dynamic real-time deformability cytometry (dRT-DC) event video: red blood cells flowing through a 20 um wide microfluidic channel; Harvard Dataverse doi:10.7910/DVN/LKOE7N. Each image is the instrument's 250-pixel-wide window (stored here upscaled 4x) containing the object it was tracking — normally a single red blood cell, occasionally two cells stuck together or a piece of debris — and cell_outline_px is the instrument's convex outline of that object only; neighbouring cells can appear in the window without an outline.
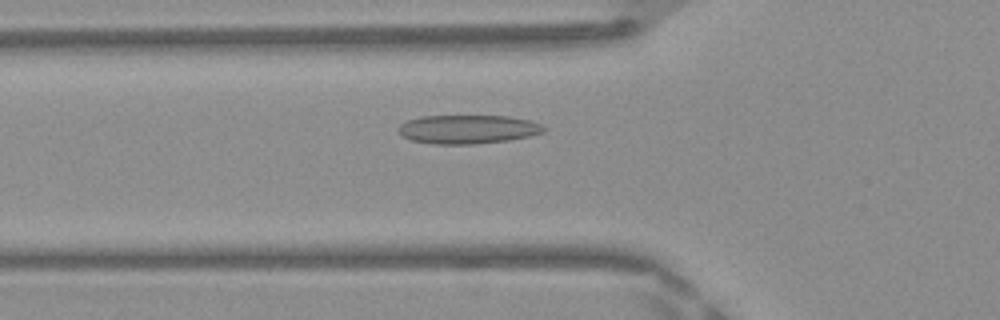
{"species": "Egyptian fruit bat (a non-hibernating species)", "species_latin": "Rousettus aegyptiacus", "temperature_condition": "warm", "stored_images_in_passage": 45, "camera_frame_rate_fps": 3000, "um_per_image_px": 0.085, "frame": {"image": 1, "passage_image": 14, "time_ms": 4.333, "image_size_px": [1000, 320], "cell_outline_px": [[548, 128], [544, 132], [528, 136], [508, 140], [476, 144], [432, 144], [412, 140], [404, 136], [396, 128], [400, 124], [408, 120], [420, 116], [508, 116], [528, 120], [544, 124]], "centroid_in_image_um": [39.79, 10.98], "position_along_channel_um": 86.0, "area_um2": 24.45}}
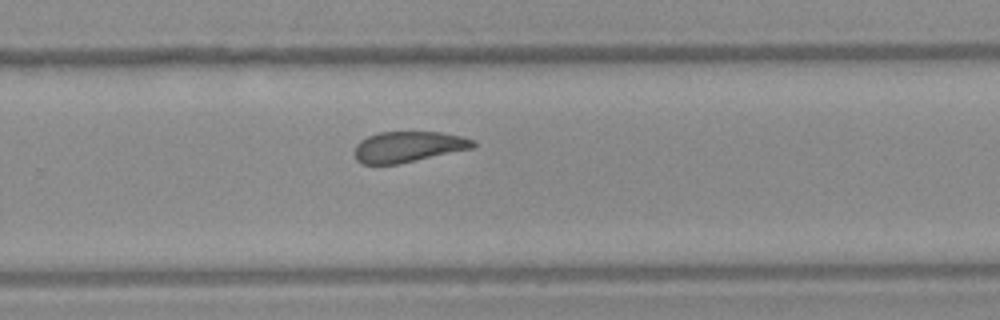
{"frame": {"image": 2, "passage_image": 29, "time_ms": 9.333, "image_size_px": [1000, 320], "cell_outline_px": [[476, 148], [400, 164], [360, 164], [356, 160], [352, 152], [356, 144], [360, 140], [368, 136], [380, 132], [440, 132], [460, 136], [472, 140], [476, 144]], "centroid_in_image_um": [34.67, 12.49], "position_along_channel_um": 295.1, "area_um2": 21.62}}
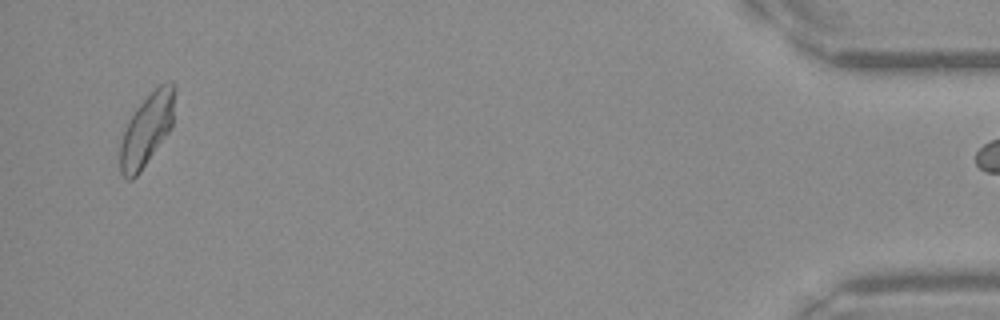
{"frame": {"image": 3, "passage_image": 44, "time_ms": 14.333, "image_size_px": [1000, 320], "cell_outline_px": [[176, 88], [172, 128], [140, 172], [132, 180], [128, 180], [120, 172], [120, 144], [128, 120], [140, 104], [160, 84], [172, 80], [176, 84]], "centroid_in_image_um": [12.51, 11.0], "position_along_channel_um": 422.7, "area_um2": 22.95}}